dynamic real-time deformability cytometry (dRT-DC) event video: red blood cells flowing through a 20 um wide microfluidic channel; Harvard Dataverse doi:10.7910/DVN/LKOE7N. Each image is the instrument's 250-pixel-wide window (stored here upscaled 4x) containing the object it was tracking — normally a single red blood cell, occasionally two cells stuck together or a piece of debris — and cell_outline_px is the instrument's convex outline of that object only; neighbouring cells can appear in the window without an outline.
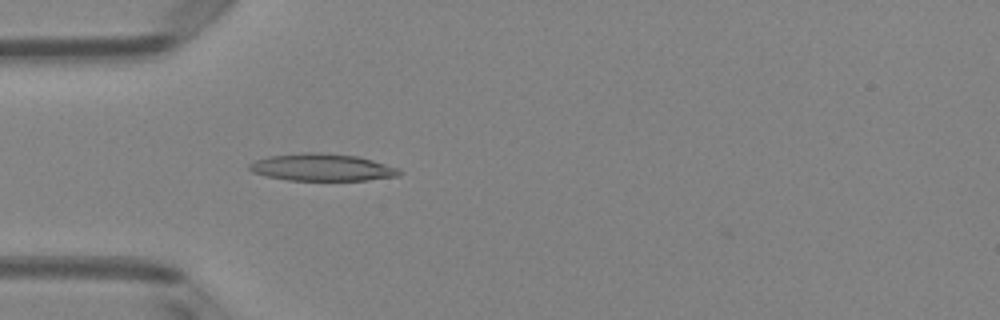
{"species": "Egyptian fruit bat (a non-hibernating species)", "species_latin": "Rousettus aegyptiacus", "temperature_condition": "room temperature", "stored_images_in_passage": 2, "camera_frame_rate_fps": 3000, "um_per_image_px": 0.085, "animal": {"sex": "female"}, "frame": {"image": 1, "passage_image": 1, "time_ms": 0.0, "image_size_px": [1000, 320], "cell_outline_px": [[404, 172], [400, 176], [368, 180], [288, 180], [268, 176], [252, 172], [248, 168], [248, 164], [256, 160], [268, 156], [304, 152], [320, 152], [356, 156], [372, 160], [400, 168]], "centroid_in_image_um": [27.41, 14.22], "position_along_channel_um": 57.6, "area_um2": 23.87}}